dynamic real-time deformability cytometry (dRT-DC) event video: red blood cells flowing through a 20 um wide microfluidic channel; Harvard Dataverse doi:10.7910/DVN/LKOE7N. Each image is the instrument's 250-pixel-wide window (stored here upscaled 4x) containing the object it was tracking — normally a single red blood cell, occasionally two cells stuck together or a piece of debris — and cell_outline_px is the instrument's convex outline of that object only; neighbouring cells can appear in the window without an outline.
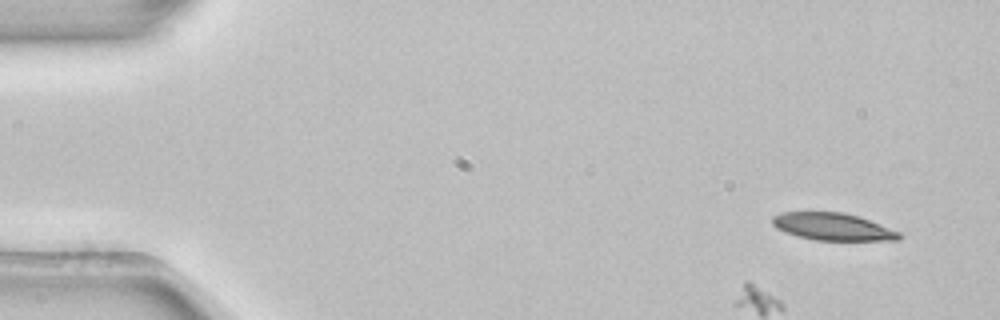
{"species": "common noctule bat (a hibernating species)", "species_latin": "Nyctalus noctula", "temperature_condition": "room temperature", "stored_images_in_passage": 4, "camera_frame_rate_fps": 3000, "um_per_image_px": 0.085, "animal": {"sex": "female", "body_mass_g": 22.7, "forearm_length_mm": 54.2}, "frame": {"image": 1, "passage_image": 1, "time_ms": 0.0, "image_size_px": [1000, 320], "cell_outline_px": [[904, 236], [900, 240], [816, 240], [796, 236], [784, 232], [776, 228], [772, 224], [772, 216], [780, 212], [844, 212], [860, 216], [900, 232]], "centroid_in_image_um": [70.78, 19.26], "position_along_channel_um": 14.2, "area_um2": 20.4}}